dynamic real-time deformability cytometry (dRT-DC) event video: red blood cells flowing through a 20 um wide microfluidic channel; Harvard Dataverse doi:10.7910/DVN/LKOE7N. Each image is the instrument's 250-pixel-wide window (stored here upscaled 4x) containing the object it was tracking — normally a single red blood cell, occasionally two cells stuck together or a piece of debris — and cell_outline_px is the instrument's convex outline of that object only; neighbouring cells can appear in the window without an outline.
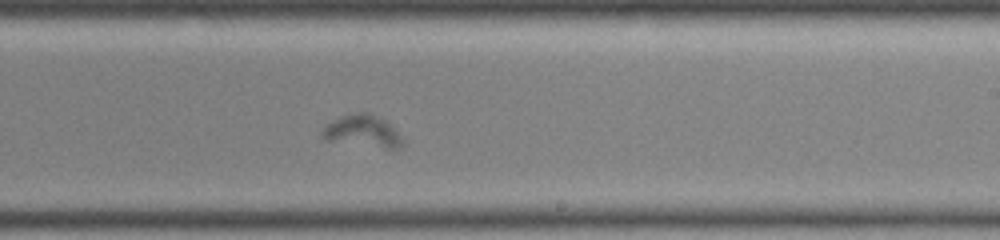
{"species": "common noctule bat (a hibernating species)", "species_latin": "Nyctalus noctula", "temperature_condition": "warm", "stored_images_in_passage": 54, "camera_frame_rate_fps": 3000, "um_per_image_px": 0.085, "animal": {"sex": "female", "body_mass_g": 19.0, "forearm_length_mm": 51.5}, "frame": {"image": 1, "passage_image": 31, "time_ms": 10.0, "image_size_px": [1000, 240], "cell_outline_px": [[404, 140], [396, 148], [388, 148], [328, 140], [320, 132], [324, 124], [340, 116], [360, 112], [368, 112], [384, 120]], "centroid_in_image_um": [30.76, 11.12], "position_along_channel_um": 258.2, "area_um2": 14.45}}
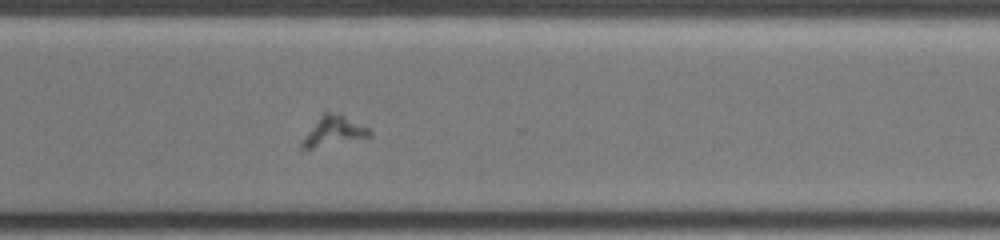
{"frame": {"image": 2, "passage_image": 39, "time_ms": 12.667, "image_size_px": [1000, 240], "cell_outline_px": [[372, 136], [312, 148], [304, 148], [300, 144], [308, 132], [320, 116], [324, 112], [328, 112], [344, 116], [368, 128], [372, 132]], "centroid_in_image_um": [28.38, 11.15], "position_along_channel_um": 342.2, "area_um2": 10.98}}